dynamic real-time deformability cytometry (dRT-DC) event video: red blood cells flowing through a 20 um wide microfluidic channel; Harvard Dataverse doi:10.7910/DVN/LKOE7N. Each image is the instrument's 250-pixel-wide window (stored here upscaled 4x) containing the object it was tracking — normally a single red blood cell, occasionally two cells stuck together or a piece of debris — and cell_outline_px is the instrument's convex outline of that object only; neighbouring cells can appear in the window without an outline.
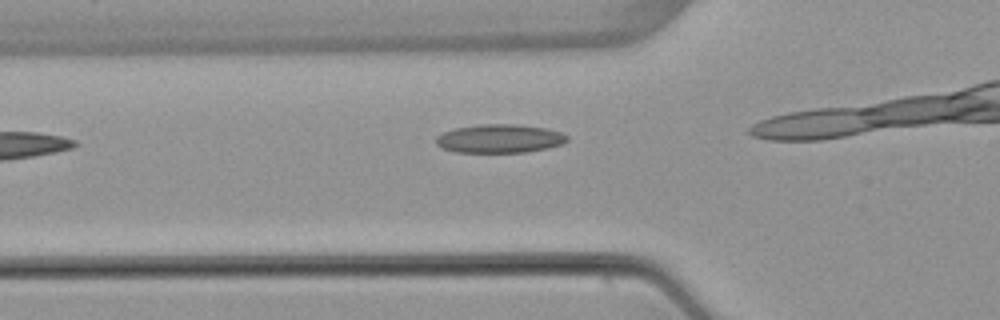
{"species": "common noctule bat (a hibernating species)", "species_latin": "Nyctalus noctula", "temperature_condition": "warm", "stored_images_in_passage": 8, "camera_frame_rate_fps": 3000, "um_per_image_px": 0.085, "animal": {"sex": "female", "body_mass_g": 22.7, "forearm_length_mm": 54.2}, "frame": {"image": 1, "passage_image": 4, "time_ms": 3.667, "image_size_px": [1000, 320], "cell_outline_px": [[568, 140], [564, 144], [548, 148], [524, 152], [456, 152], [440, 148], [436, 144], [436, 136], [444, 132], [456, 128], [480, 124], [516, 124], [544, 128], [560, 132], [568, 136]], "centroid_in_image_um": [42.46, 11.78], "position_along_channel_um": 83.3, "area_um2": 21.85}}